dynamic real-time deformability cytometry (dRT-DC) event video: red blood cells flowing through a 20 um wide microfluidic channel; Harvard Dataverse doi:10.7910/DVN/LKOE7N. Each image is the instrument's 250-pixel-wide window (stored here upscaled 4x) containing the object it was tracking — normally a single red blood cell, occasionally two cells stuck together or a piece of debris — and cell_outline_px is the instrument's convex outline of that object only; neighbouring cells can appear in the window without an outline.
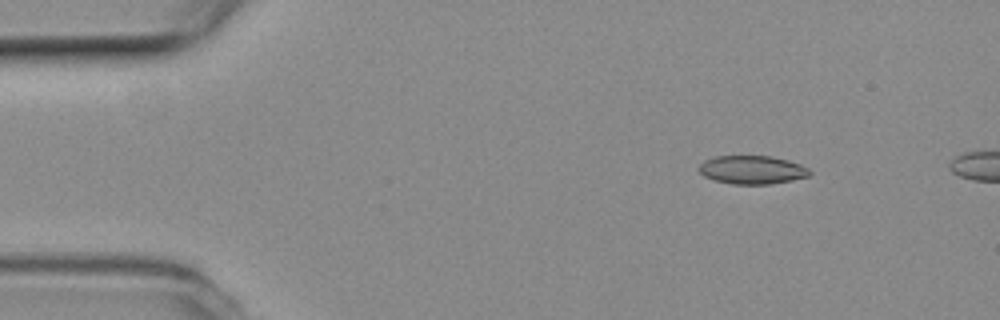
{"species": "common noctule bat (a hibernating species)", "species_latin": "Nyctalus noctula", "temperature_condition": "room temperature", "stored_images_in_passage": 11, "camera_frame_rate_fps": 3000, "um_per_image_px": 0.085, "animal": {"sex": "female", "body_mass_g": 19.3, "forearm_length_mm": 54.1}, "frame": {"image": 1, "passage_image": 7, "time_ms": 2.0, "image_size_px": [1000, 320], "cell_outline_px": [[812, 172], [808, 176], [792, 180], [768, 184], [732, 184], [712, 180], [704, 176], [700, 172], [700, 164], [704, 160], [712, 156], [772, 156], [788, 160], [800, 164], [808, 168]], "centroid_in_image_um": [63.92, 14.43], "position_along_channel_um": 21.1, "area_um2": 18.38}}